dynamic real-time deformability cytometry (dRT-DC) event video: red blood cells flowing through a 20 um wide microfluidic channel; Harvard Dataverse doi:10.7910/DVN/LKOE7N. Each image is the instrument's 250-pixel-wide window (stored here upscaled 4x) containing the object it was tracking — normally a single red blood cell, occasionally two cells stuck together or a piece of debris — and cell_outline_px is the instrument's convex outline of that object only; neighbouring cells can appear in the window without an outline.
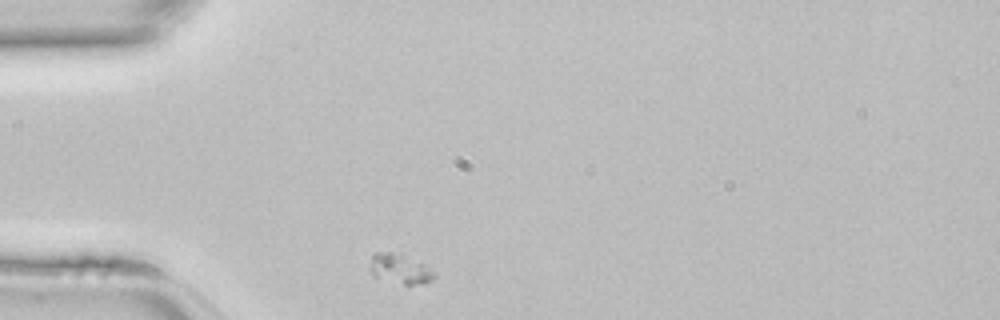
{"species": "common noctule bat (a hibernating species)", "species_latin": "Nyctalus noctula", "temperature_condition": "room temperature", "stored_images_in_passage": 28, "camera_frame_rate_fps": 3000, "um_per_image_px": 0.085, "animal": {"sex": "female", "body_mass_g": 22.7, "forearm_length_mm": 54.2}, "frame": {"image": 1, "passage_image": 1, "time_ms": 0.0, "image_size_px": [1000, 320], "cell_outline_px": [[436, 276], [432, 280], [424, 284], [404, 284], [372, 276], [368, 268], [372, 252], [392, 252], [428, 264], [436, 272]], "centroid_in_image_um": [34.01, 22.85], "position_along_channel_um": 51.0, "area_um2": 11.44}}
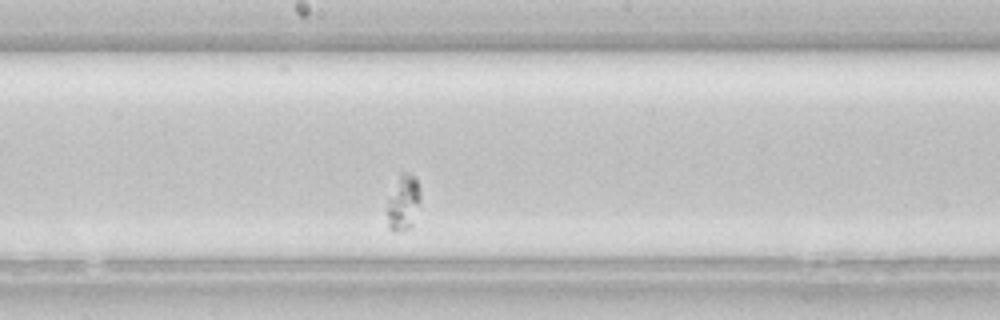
{"frame": {"image": 2, "passage_image": 14, "time_ms": 4.333, "image_size_px": [1000, 320], "cell_outline_px": [[420, 200], [412, 224], [408, 228], [396, 232], [392, 232], [388, 228], [388, 196], [400, 176], [404, 172], [408, 172], [416, 180], [420, 188]], "centroid_in_image_um": [34.27, 17.25], "position_along_channel_um": 213.9, "area_um2": 10.46}}
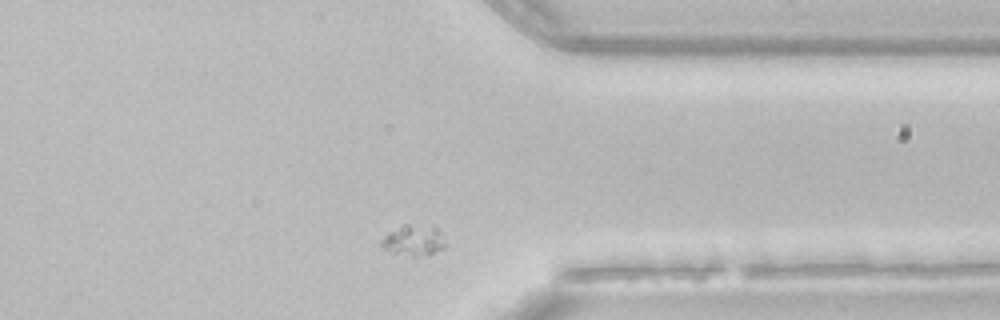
{"frame": {"image": 3, "passage_image": 26, "time_ms": 8.333, "image_size_px": [1000, 320], "cell_outline_px": [[444, 248], [428, 256], [412, 256], [388, 252], [380, 244], [380, 240], [388, 232], [408, 228], [436, 228], [440, 232], [444, 244]], "centroid_in_image_um": [35.14, 20.55], "position_along_channel_um": 376.3, "area_um2": 10.58}}